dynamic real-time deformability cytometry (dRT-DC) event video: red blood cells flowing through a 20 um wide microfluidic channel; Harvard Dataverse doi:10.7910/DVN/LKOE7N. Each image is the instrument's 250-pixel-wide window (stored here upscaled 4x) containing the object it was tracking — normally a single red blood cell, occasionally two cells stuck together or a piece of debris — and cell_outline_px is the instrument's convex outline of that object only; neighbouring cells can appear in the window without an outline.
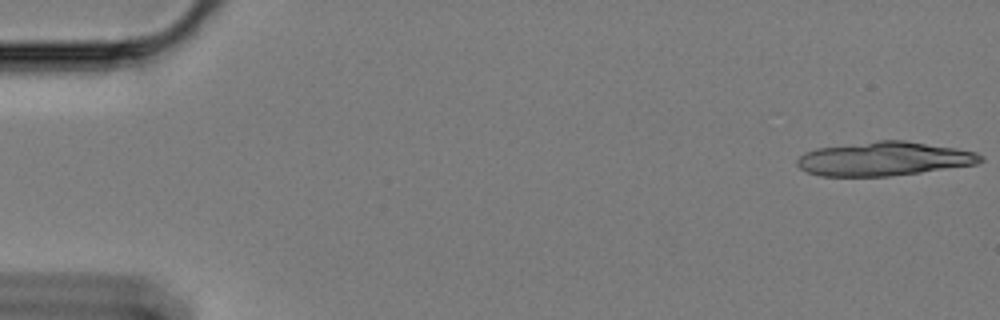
{"species": "Egyptian fruit bat (a non-hibernating species)", "species_latin": "Rousettus aegyptiacus", "temperature_condition": "cold", "stored_images_in_passage": 12, "camera_frame_rate_fps": 3000, "um_per_image_px": 0.085, "animal": {"sex": "female"}, "frame": {"image": 1, "passage_image": 1, "time_ms": 0.0, "image_size_px": [1000, 320], "cell_outline_px": [[984, 160], [976, 164], [892, 176], [820, 176], [808, 172], [800, 168], [796, 164], [796, 160], [804, 152], [816, 148], [876, 140], [904, 140], [956, 148], [976, 152], [984, 156]], "centroid_in_image_um": [75.13, 13.49], "position_along_channel_um": 9.9, "area_um2": 36.36}}